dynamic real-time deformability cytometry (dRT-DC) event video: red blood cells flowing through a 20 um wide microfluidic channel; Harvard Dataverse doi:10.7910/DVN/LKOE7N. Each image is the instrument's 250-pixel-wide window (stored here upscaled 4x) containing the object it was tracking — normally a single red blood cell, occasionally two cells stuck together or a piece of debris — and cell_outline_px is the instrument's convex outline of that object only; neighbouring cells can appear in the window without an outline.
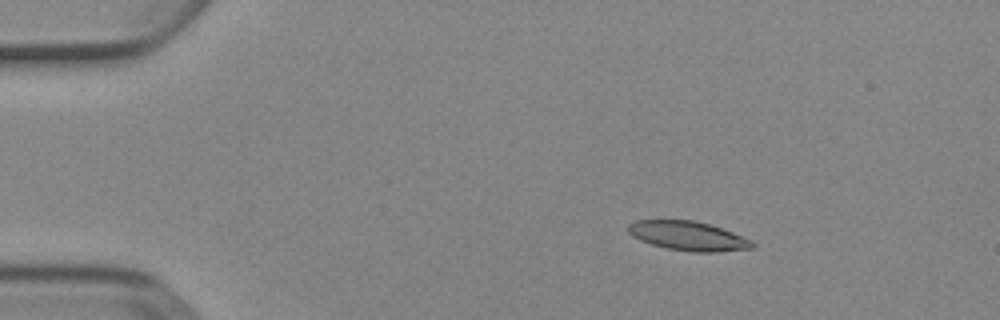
{"species": "Egyptian fruit bat (a non-hibernating species)", "species_latin": "Rousettus aegyptiacus", "temperature_condition": "cold", "stored_images_in_passage": 5, "camera_frame_rate_fps": 3000, "um_per_image_px": 0.085, "animal": {"sex": "female"}, "frame": {"image": 1, "passage_image": 3, "time_ms": 0.667, "image_size_px": [1000, 320], "cell_outline_px": [[756, 244], [752, 248], [716, 252], [692, 252], [668, 248], [652, 244], [640, 240], [632, 236], [628, 232], [628, 224], [636, 220], [692, 220], [708, 224], [732, 232], [752, 240]], "centroid_in_image_um": [58.48, 20.05], "position_along_channel_um": 26.5, "area_um2": 20.98}}